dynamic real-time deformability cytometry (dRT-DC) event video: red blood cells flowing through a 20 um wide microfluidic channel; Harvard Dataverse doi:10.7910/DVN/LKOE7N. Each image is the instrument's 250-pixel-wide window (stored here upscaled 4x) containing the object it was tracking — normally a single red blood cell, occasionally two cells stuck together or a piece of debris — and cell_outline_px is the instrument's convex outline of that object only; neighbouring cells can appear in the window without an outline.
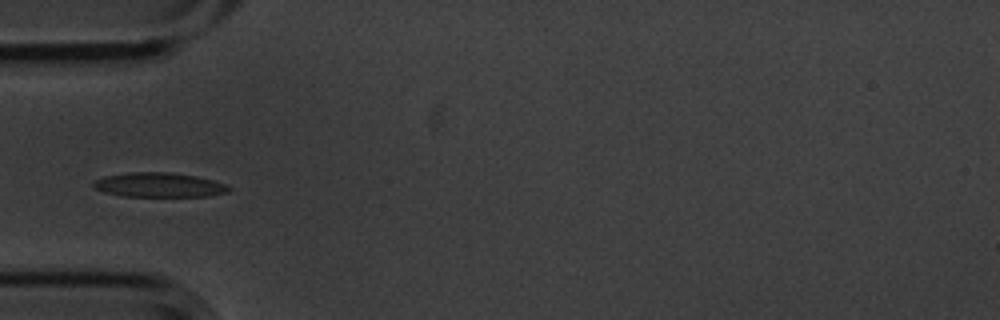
{"species": "common noctule bat (a hibernating species)", "species_latin": "Nyctalus noctula", "temperature_condition": "cold", "stored_images_in_passage": 8, "camera_frame_rate_fps": 3000, "um_per_image_px": 0.085, "animal": {"sex": "male", "body_mass_g": 20.1, "forearm_length_mm": 53.5}, "frame": {"image": 1, "passage_image": 4, "time_ms": 1.0, "image_size_px": [1000, 320], "cell_outline_px": [[232, 188], [228, 192], [208, 196], [124, 196], [104, 192], [92, 188], [92, 184], [96, 180], [104, 176], [128, 172], [172, 172], [196, 176], [212, 180], [224, 184]], "centroid_in_image_um": [13.49, 15.71], "position_along_channel_um": 71.5, "area_um2": 19.31}}
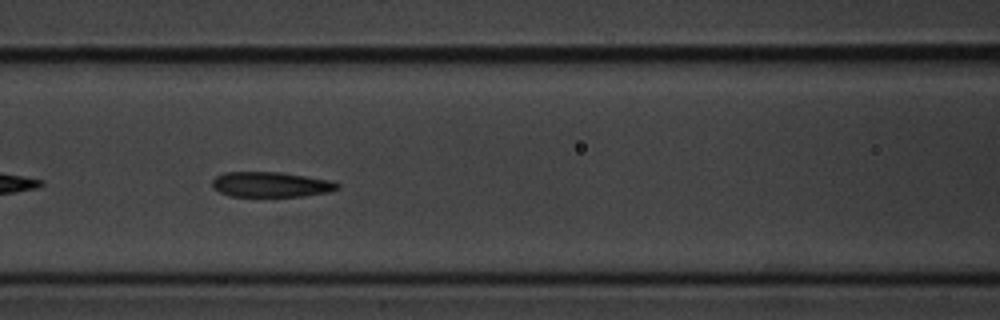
{"frame": {"image": 2, "passage_image": 6, "time_ms": 1.667, "image_size_px": [1000, 320], "cell_outline_px": [[340, 188], [328, 192], [304, 196], [228, 196], [212, 188], [212, 180], [216, 176], [224, 172], [280, 172], [328, 180], [340, 184]], "centroid_in_image_um": [22.99, 15.68], "position_along_channel_um": 143.6, "area_um2": 18.32}}
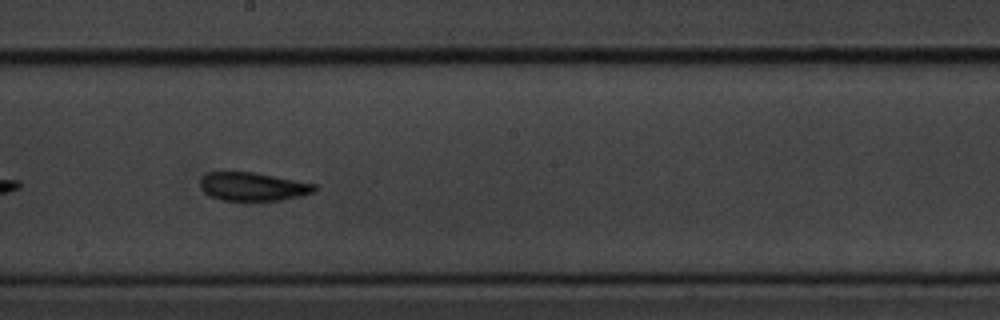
{"frame": {"image": 3, "passage_image": 8, "time_ms": 2.333, "image_size_px": [1000, 320], "cell_outline_px": [[316, 192], [300, 196], [280, 200], [220, 200], [204, 192], [200, 188], [200, 180], [204, 172], [256, 172], [316, 184]], "centroid_in_image_um": [21.49, 15.85], "position_along_channel_um": 226.7, "area_um2": 19.02}}